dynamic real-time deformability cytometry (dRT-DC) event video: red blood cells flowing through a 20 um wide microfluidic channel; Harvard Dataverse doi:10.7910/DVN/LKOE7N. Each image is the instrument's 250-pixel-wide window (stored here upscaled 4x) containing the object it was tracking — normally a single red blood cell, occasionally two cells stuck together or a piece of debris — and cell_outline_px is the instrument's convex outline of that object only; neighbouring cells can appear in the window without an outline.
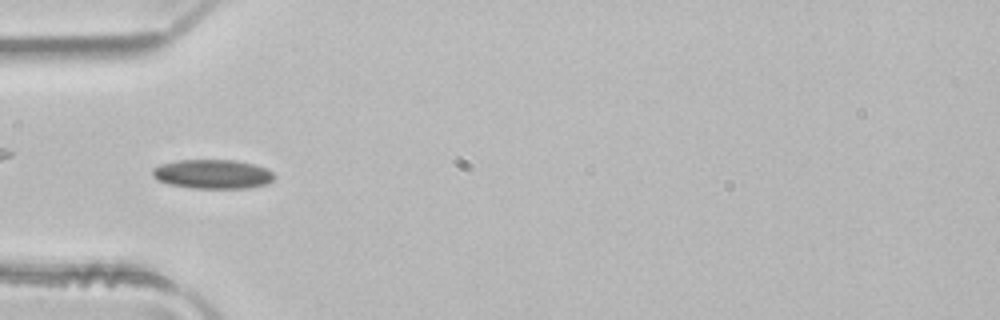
{"species": "common noctule bat (a hibernating species)", "species_latin": "Nyctalus noctula", "temperature_condition": "room temperature", "stored_images_in_passage": 4, "camera_frame_rate_fps": 3000, "um_per_image_px": 0.085, "animal": {"sex": "male", "body_mass_g": 21.5, "forearm_length_mm": 52.0}, "frame": {"image": 1, "passage_image": 4, "time_ms": 1.0, "image_size_px": [1000, 320], "cell_outline_px": [[272, 180], [264, 184], [244, 188], [192, 188], [168, 184], [156, 180], [152, 176], [152, 168], [160, 164], [176, 160], [232, 160], [252, 164], [268, 168], [272, 172]], "centroid_in_image_um": [17.99, 14.79], "position_along_channel_um": 67.0, "area_um2": 20.63}}